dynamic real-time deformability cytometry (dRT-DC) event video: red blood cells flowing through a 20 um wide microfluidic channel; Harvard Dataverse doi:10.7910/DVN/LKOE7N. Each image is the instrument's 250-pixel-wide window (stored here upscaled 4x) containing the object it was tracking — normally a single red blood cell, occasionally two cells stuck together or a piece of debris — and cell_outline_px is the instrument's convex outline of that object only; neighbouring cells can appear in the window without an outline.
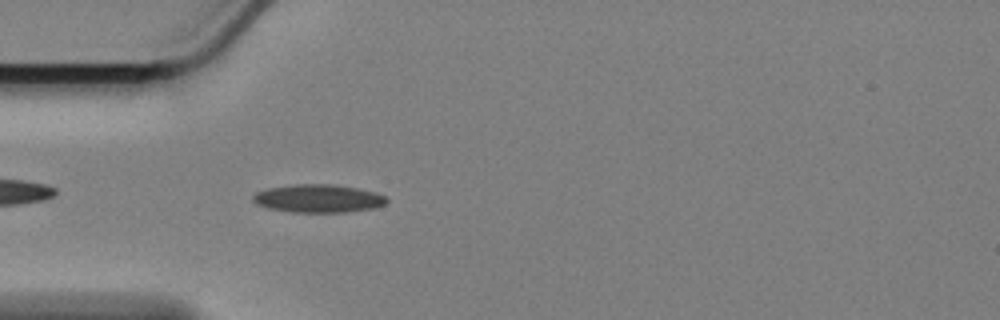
{"species": "Egyptian fruit bat (a non-hibernating species)", "species_latin": "Rousettus aegyptiacus", "temperature_condition": "cold", "stored_images_in_passage": 46, "camera_frame_rate_fps": 3000, "um_per_image_px": 0.085, "animal": {"sex": "female"}, "frame": {"image": 1, "passage_image": 4, "time_ms": 1.0, "image_size_px": [1000, 320], "cell_outline_px": [[388, 200], [384, 204], [372, 208], [344, 212], [292, 212], [268, 208], [256, 204], [252, 200], [252, 196], [256, 192], [268, 188], [292, 184], [336, 184], [360, 188], [376, 192], [384, 196]], "centroid_in_image_um": [27.03, 16.86], "position_along_channel_um": 58.0, "area_um2": 21.96}}
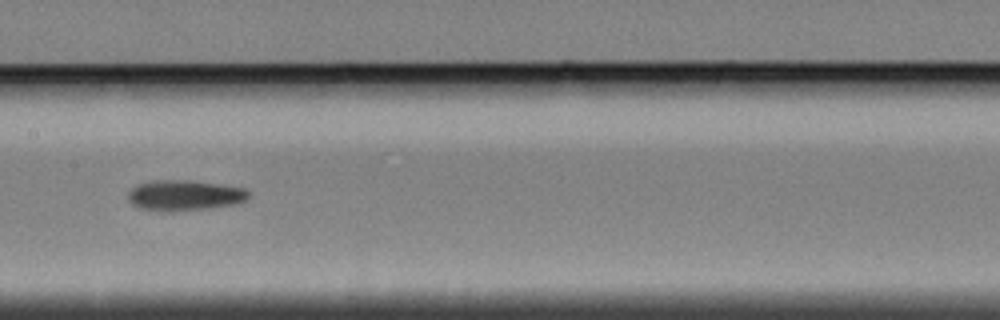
{"frame": {"image": 2, "passage_image": 16, "time_ms": 5.0, "image_size_px": [1000, 320], "cell_outline_px": [[252, 196], [248, 200], [236, 204], [212, 208], [172, 212], [160, 212], [140, 208], [132, 204], [128, 200], [128, 192], [136, 184], [152, 180], [188, 180], [220, 184], [244, 188]], "centroid_in_image_um": [15.69, 16.62], "position_along_channel_um": 191.7, "area_um2": 21.96}}
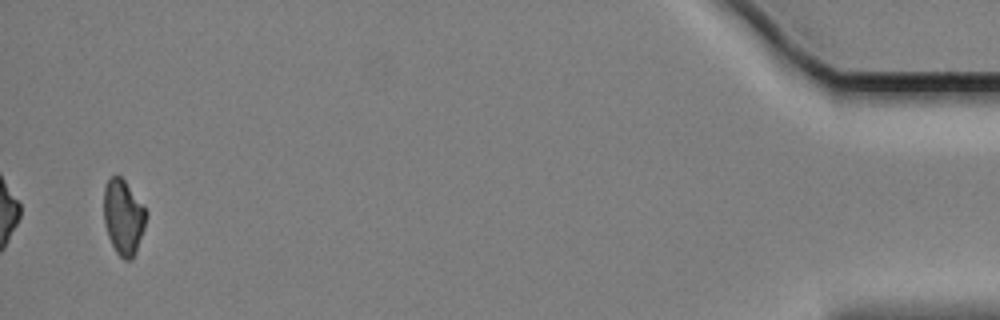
{"frame": {"image": 3, "passage_image": 44, "time_ms": 14.333, "image_size_px": [1000, 320], "cell_outline_px": [[148, 212], [144, 228], [136, 252], [132, 260], [124, 260], [116, 252], [108, 236], [104, 224], [104, 188], [108, 180], [116, 172], [124, 180]], "centroid_in_image_um": [10.48, 18.45], "position_along_channel_um": 424.7, "area_um2": 18.55}}